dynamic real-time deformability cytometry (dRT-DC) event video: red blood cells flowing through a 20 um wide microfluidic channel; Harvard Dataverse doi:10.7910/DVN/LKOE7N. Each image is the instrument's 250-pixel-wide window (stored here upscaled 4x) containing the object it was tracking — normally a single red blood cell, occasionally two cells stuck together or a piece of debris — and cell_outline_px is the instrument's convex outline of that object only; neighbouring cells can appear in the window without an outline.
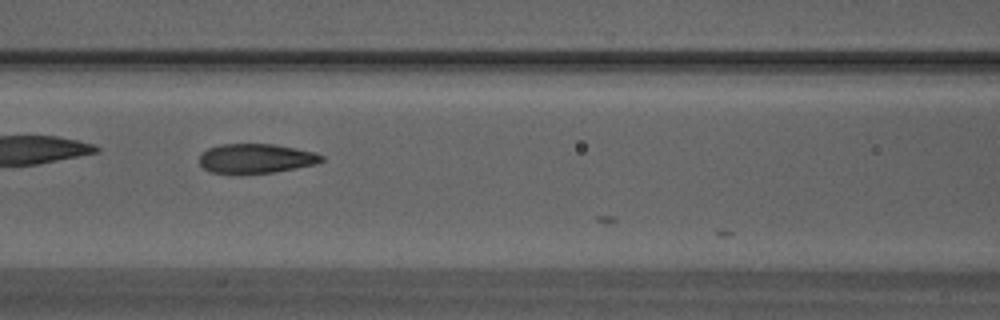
{"species": "Egyptian fruit bat (a non-hibernating species)", "species_latin": "Rousettus aegyptiacus", "temperature_condition": "warm", "stored_images_in_passage": 7, "camera_frame_rate_fps": 3000, "um_per_image_px": 0.085, "animal": {"sex": "male"}, "frame": {"image": 1, "passage_image": 5, "time_ms": 1.333, "image_size_px": [1000, 320], "cell_outline_px": [[324, 160], [316, 164], [296, 168], [272, 172], [212, 172], [204, 168], [200, 164], [200, 156], [208, 148], [220, 144], [272, 144], [296, 148], [316, 152], [324, 156]], "centroid_in_image_um": [21.81, 13.44], "position_along_channel_um": 144.8, "area_um2": 20.58}}